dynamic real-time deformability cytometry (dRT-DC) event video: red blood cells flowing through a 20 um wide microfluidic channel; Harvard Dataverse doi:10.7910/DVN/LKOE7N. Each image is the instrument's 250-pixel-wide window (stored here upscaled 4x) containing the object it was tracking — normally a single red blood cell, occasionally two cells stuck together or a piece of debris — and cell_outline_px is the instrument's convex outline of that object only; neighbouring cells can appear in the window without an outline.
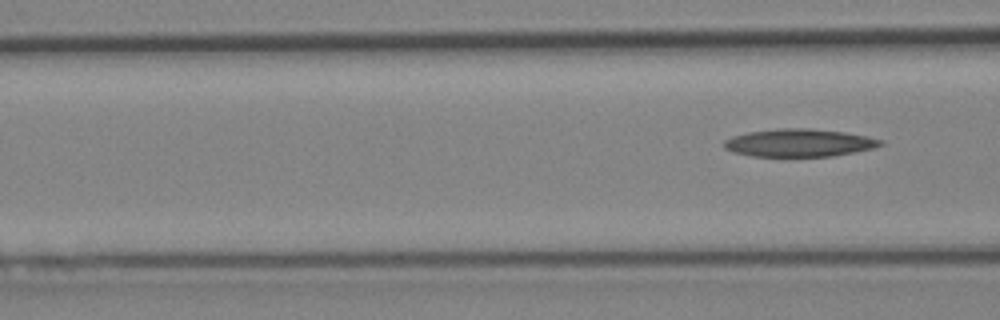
{"species": "Egyptian fruit bat (a non-hibernating species)", "species_latin": "Rousettus aegyptiacus", "temperature_condition": "cold", "stored_images_in_passage": 5, "camera_frame_rate_fps": 3000, "um_per_image_px": 0.085, "animal": {"sex": "female"}, "frame": {"image": 1, "passage_image": 5, "time_ms": 5.667, "image_size_px": [1000, 320], "cell_outline_px": [[884, 144], [872, 148], [832, 156], [752, 156], [732, 152], [724, 148], [724, 140], [732, 136], [748, 132], [780, 128], [808, 128], [844, 132], [884, 140]], "centroid_in_image_um": [67.89, 12.14], "position_along_channel_um": 98.7, "area_um2": 25.14}}